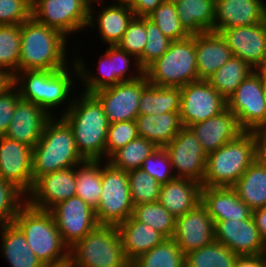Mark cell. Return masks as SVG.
Wrapping results in <instances>:
<instances>
[{
	"instance_id": "cell-1",
	"label": "cell",
	"mask_w": 266,
	"mask_h": 267,
	"mask_svg": "<svg viewBox=\"0 0 266 267\" xmlns=\"http://www.w3.org/2000/svg\"><path fill=\"white\" fill-rule=\"evenodd\" d=\"M76 80H79L78 67L73 60L72 65L60 70H24L18 72L15 75L14 84L19 89L21 99L37 104L51 117H58L56 111L62 107L61 105L64 104L63 112H58L60 116L68 111L75 92H79V90H75L76 84L80 83Z\"/></svg>"
},
{
	"instance_id": "cell-2",
	"label": "cell",
	"mask_w": 266,
	"mask_h": 267,
	"mask_svg": "<svg viewBox=\"0 0 266 267\" xmlns=\"http://www.w3.org/2000/svg\"><path fill=\"white\" fill-rule=\"evenodd\" d=\"M68 38L33 17L21 24L18 72L24 70H60L72 64L68 59ZM69 61L71 63H69Z\"/></svg>"
},
{
	"instance_id": "cell-3",
	"label": "cell",
	"mask_w": 266,
	"mask_h": 267,
	"mask_svg": "<svg viewBox=\"0 0 266 267\" xmlns=\"http://www.w3.org/2000/svg\"><path fill=\"white\" fill-rule=\"evenodd\" d=\"M80 93L76 92L72 105L62 117L73 130L76 149L81 157L103 161L108 119L102 104L93 94Z\"/></svg>"
},
{
	"instance_id": "cell-4",
	"label": "cell",
	"mask_w": 266,
	"mask_h": 267,
	"mask_svg": "<svg viewBox=\"0 0 266 267\" xmlns=\"http://www.w3.org/2000/svg\"><path fill=\"white\" fill-rule=\"evenodd\" d=\"M83 161L67 121L62 116L50 117L40 140L32 148L33 181L44 174L75 167Z\"/></svg>"
},
{
	"instance_id": "cell-5",
	"label": "cell",
	"mask_w": 266,
	"mask_h": 267,
	"mask_svg": "<svg viewBox=\"0 0 266 267\" xmlns=\"http://www.w3.org/2000/svg\"><path fill=\"white\" fill-rule=\"evenodd\" d=\"M13 223L21 230L29 247L45 267L69 263V248L50 211L39 210L26 203L18 211Z\"/></svg>"
},
{
	"instance_id": "cell-6",
	"label": "cell",
	"mask_w": 266,
	"mask_h": 267,
	"mask_svg": "<svg viewBox=\"0 0 266 267\" xmlns=\"http://www.w3.org/2000/svg\"><path fill=\"white\" fill-rule=\"evenodd\" d=\"M256 160V132H243L207 155L202 187H232Z\"/></svg>"
},
{
	"instance_id": "cell-7",
	"label": "cell",
	"mask_w": 266,
	"mask_h": 267,
	"mask_svg": "<svg viewBox=\"0 0 266 267\" xmlns=\"http://www.w3.org/2000/svg\"><path fill=\"white\" fill-rule=\"evenodd\" d=\"M116 225H98L69 248L70 267H129Z\"/></svg>"
},
{
	"instance_id": "cell-8",
	"label": "cell",
	"mask_w": 266,
	"mask_h": 267,
	"mask_svg": "<svg viewBox=\"0 0 266 267\" xmlns=\"http://www.w3.org/2000/svg\"><path fill=\"white\" fill-rule=\"evenodd\" d=\"M76 55L78 54H75L74 62L78 67V81L81 82V87H83L81 91L84 93L92 94L123 81L135 80L144 74L138 60L117 45L107 46L105 53H101L99 61H97V66H99L95 67L98 70L95 73L92 70L89 71L83 55H80L81 57Z\"/></svg>"
},
{
	"instance_id": "cell-9",
	"label": "cell",
	"mask_w": 266,
	"mask_h": 267,
	"mask_svg": "<svg viewBox=\"0 0 266 267\" xmlns=\"http://www.w3.org/2000/svg\"><path fill=\"white\" fill-rule=\"evenodd\" d=\"M144 73L150 84L161 87H184L199 80L197 72L195 34L172 41L169 49Z\"/></svg>"
},
{
	"instance_id": "cell-10",
	"label": "cell",
	"mask_w": 266,
	"mask_h": 267,
	"mask_svg": "<svg viewBox=\"0 0 266 267\" xmlns=\"http://www.w3.org/2000/svg\"><path fill=\"white\" fill-rule=\"evenodd\" d=\"M102 193L95 216L99 225H119L133 213L127 172L101 160Z\"/></svg>"
},
{
	"instance_id": "cell-11",
	"label": "cell",
	"mask_w": 266,
	"mask_h": 267,
	"mask_svg": "<svg viewBox=\"0 0 266 267\" xmlns=\"http://www.w3.org/2000/svg\"><path fill=\"white\" fill-rule=\"evenodd\" d=\"M227 108L245 132L266 130V85L254 71L227 100Z\"/></svg>"
},
{
	"instance_id": "cell-12",
	"label": "cell",
	"mask_w": 266,
	"mask_h": 267,
	"mask_svg": "<svg viewBox=\"0 0 266 267\" xmlns=\"http://www.w3.org/2000/svg\"><path fill=\"white\" fill-rule=\"evenodd\" d=\"M90 8L84 0H32V17L65 35L85 31Z\"/></svg>"
},
{
	"instance_id": "cell-13",
	"label": "cell",
	"mask_w": 266,
	"mask_h": 267,
	"mask_svg": "<svg viewBox=\"0 0 266 267\" xmlns=\"http://www.w3.org/2000/svg\"><path fill=\"white\" fill-rule=\"evenodd\" d=\"M227 108V101L209 83L197 80L181 87L179 115L183 127L205 121Z\"/></svg>"
},
{
	"instance_id": "cell-14",
	"label": "cell",
	"mask_w": 266,
	"mask_h": 267,
	"mask_svg": "<svg viewBox=\"0 0 266 267\" xmlns=\"http://www.w3.org/2000/svg\"><path fill=\"white\" fill-rule=\"evenodd\" d=\"M149 85L146 74L141 77L123 81L114 86L93 92L102 104L109 124L136 120L139 115L141 92Z\"/></svg>"
},
{
	"instance_id": "cell-15",
	"label": "cell",
	"mask_w": 266,
	"mask_h": 267,
	"mask_svg": "<svg viewBox=\"0 0 266 267\" xmlns=\"http://www.w3.org/2000/svg\"><path fill=\"white\" fill-rule=\"evenodd\" d=\"M164 149L176 178L190 179L202 185L207 154L190 128L183 127Z\"/></svg>"
},
{
	"instance_id": "cell-16",
	"label": "cell",
	"mask_w": 266,
	"mask_h": 267,
	"mask_svg": "<svg viewBox=\"0 0 266 267\" xmlns=\"http://www.w3.org/2000/svg\"><path fill=\"white\" fill-rule=\"evenodd\" d=\"M50 212L68 248H71L99 225L95 209L77 196L58 203Z\"/></svg>"
},
{
	"instance_id": "cell-17",
	"label": "cell",
	"mask_w": 266,
	"mask_h": 267,
	"mask_svg": "<svg viewBox=\"0 0 266 267\" xmlns=\"http://www.w3.org/2000/svg\"><path fill=\"white\" fill-rule=\"evenodd\" d=\"M76 196V169L70 167L37 178L26 195V203L50 211L55 205Z\"/></svg>"
},
{
	"instance_id": "cell-18",
	"label": "cell",
	"mask_w": 266,
	"mask_h": 267,
	"mask_svg": "<svg viewBox=\"0 0 266 267\" xmlns=\"http://www.w3.org/2000/svg\"><path fill=\"white\" fill-rule=\"evenodd\" d=\"M0 177L27 195L34 183L32 148L0 136Z\"/></svg>"
},
{
	"instance_id": "cell-19",
	"label": "cell",
	"mask_w": 266,
	"mask_h": 267,
	"mask_svg": "<svg viewBox=\"0 0 266 267\" xmlns=\"http://www.w3.org/2000/svg\"><path fill=\"white\" fill-rule=\"evenodd\" d=\"M172 239L184 254L215 241L214 222L201 202L176 218Z\"/></svg>"
},
{
	"instance_id": "cell-20",
	"label": "cell",
	"mask_w": 266,
	"mask_h": 267,
	"mask_svg": "<svg viewBox=\"0 0 266 267\" xmlns=\"http://www.w3.org/2000/svg\"><path fill=\"white\" fill-rule=\"evenodd\" d=\"M215 241L238 256L266 254V243L260 236L253 217L214 222Z\"/></svg>"
},
{
	"instance_id": "cell-21",
	"label": "cell",
	"mask_w": 266,
	"mask_h": 267,
	"mask_svg": "<svg viewBox=\"0 0 266 267\" xmlns=\"http://www.w3.org/2000/svg\"><path fill=\"white\" fill-rule=\"evenodd\" d=\"M233 56L256 69L266 60V20L249 26H238L219 31Z\"/></svg>"
},
{
	"instance_id": "cell-22",
	"label": "cell",
	"mask_w": 266,
	"mask_h": 267,
	"mask_svg": "<svg viewBox=\"0 0 266 267\" xmlns=\"http://www.w3.org/2000/svg\"><path fill=\"white\" fill-rule=\"evenodd\" d=\"M98 6H101L100 9L97 8ZM97 7L90 8L87 27L97 28L96 30L100 35L99 39L102 40L104 45L116 46L121 41L135 15L129 4L109 3L108 5L105 3L97 4Z\"/></svg>"
},
{
	"instance_id": "cell-23",
	"label": "cell",
	"mask_w": 266,
	"mask_h": 267,
	"mask_svg": "<svg viewBox=\"0 0 266 267\" xmlns=\"http://www.w3.org/2000/svg\"><path fill=\"white\" fill-rule=\"evenodd\" d=\"M50 117L37 104L20 99L4 136L33 148L40 140Z\"/></svg>"
},
{
	"instance_id": "cell-24",
	"label": "cell",
	"mask_w": 266,
	"mask_h": 267,
	"mask_svg": "<svg viewBox=\"0 0 266 267\" xmlns=\"http://www.w3.org/2000/svg\"><path fill=\"white\" fill-rule=\"evenodd\" d=\"M265 0H216L215 32L266 20Z\"/></svg>"
},
{
	"instance_id": "cell-25",
	"label": "cell",
	"mask_w": 266,
	"mask_h": 267,
	"mask_svg": "<svg viewBox=\"0 0 266 267\" xmlns=\"http://www.w3.org/2000/svg\"><path fill=\"white\" fill-rule=\"evenodd\" d=\"M189 128L196 135L207 155L244 132L239 126L237 117L228 108L216 116L191 125Z\"/></svg>"
},
{
	"instance_id": "cell-26",
	"label": "cell",
	"mask_w": 266,
	"mask_h": 267,
	"mask_svg": "<svg viewBox=\"0 0 266 267\" xmlns=\"http://www.w3.org/2000/svg\"><path fill=\"white\" fill-rule=\"evenodd\" d=\"M201 203L213 222L246 220L253 210L243 202L232 187H202Z\"/></svg>"
},
{
	"instance_id": "cell-27",
	"label": "cell",
	"mask_w": 266,
	"mask_h": 267,
	"mask_svg": "<svg viewBox=\"0 0 266 267\" xmlns=\"http://www.w3.org/2000/svg\"><path fill=\"white\" fill-rule=\"evenodd\" d=\"M195 50L199 80H208L233 57L225 39L214 31L195 34Z\"/></svg>"
},
{
	"instance_id": "cell-28",
	"label": "cell",
	"mask_w": 266,
	"mask_h": 267,
	"mask_svg": "<svg viewBox=\"0 0 266 267\" xmlns=\"http://www.w3.org/2000/svg\"><path fill=\"white\" fill-rule=\"evenodd\" d=\"M117 229L125 256L131 263L141 254L148 252L166 239L163 234L151 226L137 221L133 216L117 225Z\"/></svg>"
},
{
	"instance_id": "cell-29",
	"label": "cell",
	"mask_w": 266,
	"mask_h": 267,
	"mask_svg": "<svg viewBox=\"0 0 266 267\" xmlns=\"http://www.w3.org/2000/svg\"><path fill=\"white\" fill-rule=\"evenodd\" d=\"M201 188L193 180L175 178L161 185L158 202L177 218L201 202Z\"/></svg>"
},
{
	"instance_id": "cell-30",
	"label": "cell",
	"mask_w": 266,
	"mask_h": 267,
	"mask_svg": "<svg viewBox=\"0 0 266 267\" xmlns=\"http://www.w3.org/2000/svg\"><path fill=\"white\" fill-rule=\"evenodd\" d=\"M135 121L138 136L153 142L158 148L167 146L183 128L179 112L139 114Z\"/></svg>"
},
{
	"instance_id": "cell-31",
	"label": "cell",
	"mask_w": 266,
	"mask_h": 267,
	"mask_svg": "<svg viewBox=\"0 0 266 267\" xmlns=\"http://www.w3.org/2000/svg\"><path fill=\"white\" fill-rule=\"evenodd\" d=\"M0 241L2 257L10 267H45L14 223L0 225Z\"/></svg>"
},
{
	"instance_id": "cell-32",
	"label": "cell",
	"mask_w": 266,
	"mask_h": 267,
	"mask_svg": "<svg viewBox=\"0 0 266 267\" xmlns=\"http://www.w3.org/2000/svg\"><path fill=\"white\" fill-rule=\"evenodd\" d=\"M216 0H182L175 4L179 20L190 34L215 32Z\"/></svg>"
},
{
	"instance_id": "cell-33",
	"label": "cell",
	"mask_w": 266,
	"mask_h": 267,
	"mask_svg": "<svg viewBox=\"0 0 266 267\" xmlns=\"http://www.w3.org/2000/svg\"><path fill=\"white\" fill-rule=\"evenodd\" d=\"M252 210L266 206V168L255 160L232 186Z\"/></svg>"
},
{
	"instance_id": "cell-34",
	"label": "cell",
	"mask_w": 266,
	"mask_h": 267,
	"mask_svg": "<svg viewBox=\"0 0 266 267\" xmlns=\"http://www.w3.org/2000/svg\"><path fill=\"white\" fill-rule=\"evenodd\" d=\"M181 88L161 87L150 84L141 92L139 114L160 115L167 112H179Z\"/></svg>"
},
{
	"instance_id": "cell-35",
	"label": "cell",
	"mask_w": 266,
	"mask_h": 267,
	"mask_svg": "<svg viewBox=\"0 0 266 267\" xmlns=\"http://www.w3.org/2000/svg\"><path fill=\"white\" fill-rule=\"evenodd\" d=\"M75 169L76 196L96 209L102 193L101 160H84Z\"/></svg>"
},
{
	"instance_id": "cell-36",
	"label": "cell",
	"mask_w": 266,
	"mask_h": 267,
	"mask_svg": "<svg viewBox=\"0 0 266 267\" xmlns=\"http://www.w3.org/2000/svg\"><path fill=\"white\" fill-rule=\"evenodd\" d=\"M254 71L244 60L233 56L208 81L227 101L243 80Z\"/></svg>"
},
{
	"instance_id": "cell-37",
	"label": "cell",
	"mask_w": 266,
	"mask_h": 267,
	"mask_svg": "<svg viewBox=\"0 0 266 267\" xmlns=\"http://www.w3.org/2000/svg\"><path fill=\"white\" fill-rule=\"evenodd\" d=\"M158 147L151 141L137 137L115 151L106 161L125 172L141 168L143 161Z\"/></svg>"
},
{
	"instance_id": "cell-38",
	"label": "cell",
	"mask_w": 266,
	"mask_h": 267,
	"mask_svg": "<svg viewBox=\"0 0 266 267\" xmlns=\"http://www.w3.org/2000/svg\"><path fill=\"white\" fill-rule=\"evenodd\" d=\"M238 257L218 241L185 254V267H234Z\"/></svg>"
},
{
	"instance_id": "cell-39",
	"label": "cell",
	"mask_w": 266,
	"mask_h": 267,
	"mask_svg": "<svg viewBox=\"0 0 266 267\" xmlns=\"http://www.w3.org/2000/svg\"><path fill=\"white\" fill-rule=\"evenodd\" d=\"M132 263L136 267H185V254L172 238H166Z\"/></svg>"
},
{
	"instance_id": "cell-40",
	"label": "cell",
	"mask_w": 266,
	"mask_h": 267,
	"mask_svg": "<svg viewBox=\"0 0 266 267\" xmlns=\"http://www.w3.org/2000/svg\"><path fill=\"white\" fill-rule=\"evenodd\" d=\"M132 216L137 221L151 226L166 238L173 237L176 218L158 201L134 206Z\"/></svg>"
},
{
	"instance_id": "cell-41",
	"label": "cell",
	"mask_w": 266,
	"mask_h": 267,
	"mask_svg": "<svg viewBox=\"0 0 266 267\" xmlns=\"http://www.w3.org/2000/svg\"><path fill=\"white\" fill-rule=\"evenodd\" d=\"M21 25H0V67L18 73Z\"/></svg>"
},
{
	"instance_id": "cell-42",
	"label": "cell",
	"mask_w": 266,
	"mask_h": 267,
	"mask_svg": "<svg viewBox=\"0 0 266 267\" xmlns=\"http://www.w3.org/2000/svg\"><path fill=\"white\" fill-rule=\"evenodd\" d=\"M147 18L172 41L190 36L179 20L175 4L163 2Z\"/></svg>"
},
{
	"instance_id": "cell-43",
	"label": "cell",
	"mask_w": 266,
	"mask_h": 267,
	"mask_svg": "<svg viewBox=\"0 0 266 267\" xmlns=\"http://www.w3.org/2000/svg\"><path fill=\"white\" fill-rule=\"evenodd\" d=\"M127 174L133 206L158 201L160 183L141 168L129 171Z\"/></svg>"
},
{
	"instance_id": "cell-44",
	"label": "cell",
	"mask_w": 266,
	"mask_h": 267,
	"mask_svg": "<svg viewBox=\"0 0 266 267\" xmlns=\"http://www.w3.org/2000/svg\"><path fill=\"white\" fill-rule=\"evenodd\" d=\"M146 45V17H134L117 46L133 55L143 69V50Z\"/></svg>"
},
{
	"instance_id": "cell-45",
	"label": "cell",
	"mask_w": 266,
	"mask_h": 267,
	"mask_svg": "<svg viewBox=\"0 0 266 267\" xmlns=\"http://www.w3.org/2000/svg\"><path fill=\"white\" fill-rule=\"evenodd\" d=\"M26 204V195L0 177V225L13 223L18 211Z\"/></svg>"
},
{
	"instance_id": "cell-46",
	"label": "cell",
	"mask_w": 266,
	"mask_h": 267,
	"mask_svg": "<svg viewBox=\"0 0 266 267\" xmlns=\"http://www.w3.org/2000/svg\"><path fill=\"white\" fill-rule=\"evenodd\" d=\"M172 40L146 17V45L143 50V70L161 57L168 49Z\"/></svg>"
},
{
	"instance_id": "cell-47",
	"label": "cell",
	"mask_w": 266,
	"mask_h": 267,
	"mask_svg": "<svg viewBox=\"0 0 266 267\" xmlns=\"http://www.w3.org/2000/svg\"><path fill=\"white\" fill-rule=\"evenodd\" d=\"M137 137V124L135 120L109 124L105 146V160H107L115 151L124 147L128 142Z\"/></svg>"
},
{
	"instance_id": "cell-48",
	"label": "cell",
	"mask_w": 266,
	"mask_h": 267,
	"mask_svg": "<svg viewBox=\"0 0 266 267\" xmlns=\"http://www.w3.org/2000/svg\"><path fill=\"white\" fill-rule=\"evenodd\" d=\"M141 169H143L161 185L176 178L168 153L164 148H157L153 153H151L143 161Z\"/></svg>"
},
{
	"instance_id": "cell-49",
	"label": "cell",
	"mask_w": 266,
	"mask_h": 267,
	"mask_svg": "<svg viewBox=\"0 0 266 267\" xmlns=\"http://www.w3.org/2000/svg\"><path fill=\"white\" fill-rule=\"evenodd\" d=\"M32 17V0H0V25H21Z\"/></svg>"
},
{
	"instance_id": "cell-50",
	"label": "cell",
	"mask_w": 266,
	"mask_h": 267,
	"mask_svg": "<svg viewBox=\"0 0 266 267\" xmlns=\"http://www.w3.org/2000/svg\"><path fill=\"white\" fill-rule=\"evenodd\" d=\"M20 99V92L15 84L7 91L0 93V136H4L7 132Z\"/></svg>"
},
{
	"instance_id": "cell-51",
	"label": "cell",
	"mask_w": 266,
	"mask_h": 267,
	"mask_svg": "<svg viewBox=\"0 0 266 267\" xmlns=\"http://www.w3.org/2000/svg\"><path fill=\"white\" fill-rule=\"evenodd\" d=\"M164 0H132L129 3L135 17H148Z\"/></svg>"
},
{
	"instance_id": "cell-52",
	"label": "cell",
	"mask_w": 266,
	"mask_h": 267,
	"mask_svg": "<svg viewBox=\"0 0 266 267\" xmlns=\"http://www.w3.org/2000/svg\"><path fill=\"white\" fill-rule=\"evenodd\" d=\"M234 267H266V254L238 256Z\"/></svg>"
},
{
	"instance_id": "cell-53",
	"label": "cell",
	"mask_w": 266,
	"mask_h": 267,
	"mask_svg": "<svg viewBox=\"0 0 266 267\" xmlns=\"http://www.w3.org/2000/svg\"><path fill=\"white\" fill-rule=\"evenodd\" d=\"M256 160L266 168V130L256 132Z\"/></svg>"
},
{
	"instance_id": "cell-54",
	"label": "cell",
	"mask_w": 266,
	"mask_h": 267,
	"mask_svg": "<svg viewBox=\"0 0 266 267\" xmlns=\"http://www.w3.org/2000/svg\"><path fill=\"white\" fill-rule=\"evenodd\" d=\"M252 217L254 219L256 227L258 228L260 236L266 243V206L253 210Z\"/></svg>"
},
{
	"instance_id": "cell-55",
	"label": "cell",
	"mask_w": 266,
	"mask_h": 267,
	"mask_svg": "<svg viewBox=\"0 0 266 267\" xmlns=\"http://www.w3.org/2000/svg\"><path fill=\"white\" fill-rule=\"evenodd\" d=\"M15 83V75L0 67V93L7 91Z\"/></svg>"
},
{
	"instance_id": "cell-56",
	"label": "cell",
	"mask_w": 266,
	"mask_h": 267,
	"mask_svg": "<svg viewBox=\"0 0 266 267\" xmlns=\"http://www.w3.org/2000/svg\"><path fill=\"white\" fill-rule=\"evenodd\" d=\"M255 71L260 75L261 79L263 80V82L266 85V60L261 63L256 69Z\"/></svg>"
},
{
	"instance_id": "cell-57",
	"label": "cell",
	"mask_w": 266,
	"mask_h": 267,
	"mask_svg": "<svg viewBox=\"0 0 266 267\" xmlns=\"http://www.w3.org/2000/svg\"><path fill=\"white\" fill-rule=\"evenodd\" d=\"M105 1L107 2V0H84V2L89 6V8L96 6V3H98V5L105 4Z\"/></svg>"
},
{
	"instance_id": "cell-58",
	"label": "cell",
	"mask_w": 266,
	"mask_h": 267,
	"mask_svg": "<svg viewBox=\"0 0 266 267\" xmlns=\"http://www.w3.org/2000/svg\"><path fill=\"white\" fill-rule=\"evenodd\" d=\"M114 2L112 3H117V4H129L132 0H112Z\"/></svg>"
},
{
	"instance_id": "cell-59",
	"label": "cell",
	"mask_w": 266,
	"mask_h": 267,
	"mask_svg": "<svg viewBox=\"0 0 266 267\" xmlns=\"http://www.w3.org/2000/svg\"><path fill=\"white\" fill-rule=\"evenodd\" d=\"M182 0H164V2L171 3V4H178Z\"/></svg>"
},
{
	"instance_id": "cell-60",
	"label": "cell",
	"mask_w": 266,
	"mask_h": 267,
	"mask_svg": "<svg viewBox=\"0 0 266 267\" xmlns=\"http://www.w3.org/2000/svg\"><path fill=\"white\" fill-rule=\"evenodd\" d=\"M55 267H70L69 263H66L64 265H61V266H55Z\"/></svg>"
},
{
	"instance_id": "cell-61",
	"label": "cell",
	"mask_w": 266,
	"mask_h": 267,
	"mask_svg": "<svg viewBox=\"0 0 266 267\" xmlns=\"http://www.w3.org/2000/svg\"><path fill=\"white\" fill-rule=\"evenodd\" d=\"M129 267H136L133 263H131L130 265H129Z\"/></svg>"
}]
</instances>
